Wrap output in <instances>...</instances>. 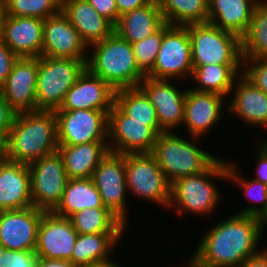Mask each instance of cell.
Wrapping results in <instances>:
<instances>
[{"label":"cell","instance_id":"f35d334b","mask_svg":"<svg viewBox=\"0 0 267 267\" xmlns=\"http://www.w3.org/2000/svg\"><path fill=\"white\" fill-rule=\"evenodd\" d=\"M38 259L35 251L0 248V267H37Z\"/></svg>","mask_w":267,"mask_h":267},{"label":"cell","instance_id":"ac0fdd59","mask_svg":"<svg viewBox=\"0 0 267 267\" xmlns=\"http://www.w3.org/2000/svg\"><path fill=\"white\" fill-rule=\"evenodd\" d=\"M77 237L69 218L45 212L38 226L35 252L42 258L70 260Z\"/></svg>","mask_w":267,"mask_h":267},{"label":"cell","instance_id":"8fae6325","mask_svg":"<svg viewBox=\"0 0 267 267\" xmlns=\"http://www.w3.org/2000/svg\"><path fill=\"white\" fill-rule=\"evenodd\" d=\"M27 166L33 206L52 212L61 202L68 181L61 154L57 150Z\"/></svg>","mask_w":267,"mask_h":267},{"label":"cell","instance_id":"e575fe53","mask_svg":"<svg viewBox=\"0 0 267 267\" xmlns=\"http://www.w3.org/2000/svg\"><path fill=\"white\" fill-rule=\"evenodd\" d=\"M114 104L134 121L158 122L154 106L139 87L116 90Z\"/></svg>","mask_w":267,"mask_h":267},{"label":"cell","instance_id":"7dc6e473","mask_svg":"<svg viewBox=\"0 0 267 267\" xmlns=\"http://www.w3.org/2000/svg\"><path fill=\"white\" fill-rule=\"evenodd\" d=\"M7 153V136L0 131V161L6 158Z\"/></svg>","mask_w":267,"mask_h":267},{"label":"cell","instance_id":"9c48e42d","mask_svg":"<svg viewBox=\"0 0 267 267\" xmlns=\"http://www.w3.org/2000/svg\"><path fill=\"white\" fill-rule=\"evenodd\" d=\"M165 131L159 122H138L115 104L108 113V148L119 154L152 153L158 134Z\"/></svg>","mask_w":267,"mask_h":267},{"label":"cell","instance_id":"277c9868","mask_svg":"<svg viewBox=\"0 0 267 267\" xmlns=\"http://www.w3.org/2000/svg\"><path fill=\"white\" fill-rule=\"evenodd\" d=\"M86 68L115 90L136 88L146 77L138 68L132 44L116 32L89 46Z\"/></svg>","mask_w":267,"mask_h":267},{"label":"cell","instance_id":"4dcf8cb0","mask_svg":"<svg viewBox=\"0 0 267 267\" xmlns=\"http://www.w3.org/2000/svg\"><path fill=\"white\" fill-rule=\"evenodd\" d=\"M69 219L78 234L125 233L128 228L106 207L86 208Z\"/></svg>","mask_w":267,"mask_h":267},{"label":"cell","instance_id":"5b68a950","mask_svg":"<svg viewBox=\"0 0 267 267\" xmlns=\"http://www.w3.org/2000/svg\"><path fill=\"white\" fill-rule=\"evenodd\" d=\"M177 131L158 134L152 152L170 184L206 171L220 157L204 150L198 143L199 137H183Z\"/></svg>","mask_w":267,"mask_h":267},{"label":"cell","instance_id":"7c38bea8","mask_svg":"<svg viewBox=\"0 0 267 267\" xmlns=\"http://www.w3.org/2000/svg\"><path fill=\"white\" fill-rule=\"evenodd\" d=\"M58 145L108 141V113L99 110H54Z\"/></svg>","mask_w":267,"mask_h":267},{"label":"cell","instance_id":"f546056e","mask_svg":"<svg viewBox=\"0 0 267 267\" xmlns=\"http://www.w3.org/2000/svg\"><path fill=\"white\" fill-rule=\"evenodd\" d=\"M242 73V65H207L193 68L190 88L199 92H212L228 99L236 79Z\"/></svg>","mask_w":267,"mask_h":267},{"label":"cell","instance_id":"83f0119b","mask_svg":"<svg viewBox=\"0 0 267 267\" xmlns=\"http://www.w3.org/2000/svg\"><path fill=\"white\" fill-rule=\"evenodd\" d=\"M126 233L78 234L70 261L86 267L113 261V250L118 249ZM111 255V257H110Z\"/></svg>","mask_w":267,"mask_h":267},{"label":"cell","instance_id":"9a60e30c","mask_svg":"<svg viewBox=\"0 0 267 267\" xmlns=\"http://www.w3.org/2000/svg\"><path fill=\"white\" fill-rule=\"evenodd\" d=\"M45 212L34 206L0 211V248L35 251L38 226Z\"/></svg>","mask_w":267,"mask_h":267},{"label":"cell","instance_id":"603a6c76","mask_svg":"<svg viewBox=\"0 0 267 267\" xmlns=\"http://www.w3.org/2000/svg\"><path fill=\"white\" fill-rule=\"evenodd\" d=\"M33 206L27 164L0 161V211Z\"/></svg>","mask_w":267,"mask_h":267},{"label":"cell","instance_id":"836d02e7","mask_svg":"<svg viewBox=\"0 0 267 267\" xmlns=\"http://www.w3.org/2000/svg\"><path fill=\"white\" fill-rule=\"evenodd\" d=\"M242 57L267 58V0H260L253 11L246 34L241 38Z\"/></svg>","mask_w":267,"mask_h":267},{"label":"cell","instance_id":"bcb514c9","mask_svg":"<svg viewBox=\"0 0 267 267\" xmlns=\"http://www.w3.org/2000/svg\"><path fill=\"white\" fill-rule=\"evenodd\" d=\"M37 267H78L75 266L70 260L62 259H48L39 257Z\"/></svg>","mask_w":267,"mask_h":267},{"label":"cell","instance_id":"f5cc1de1","mask_svg":"<svg viewBox=\"0 0 267 267\" xmlns=\"http://www.w3.org/2000/svg\"><path fill=\"white\" fill-rule=\"evenodd\" d=\"M61 5L67 0H57Z\"/></svg>","mask_w":267,"mask_h":267},{"label":"cell","instance_id":"8d00e7d4","mask_svg":"<svg viewBox=\"0 0 267 267\" xmlns=\"http://www.w3.org/2000/svg\"><path fill=\"white\" fill-rule=\"evenodd\" d=\"M164 33L165 24L151 36L132 44L138 68L145 75H147L153 68Z\"/></svg>","mask_w":267,"mask_h":267},{"label":"cell","instance_id":"5bb4252c","mask_svg":"<svg viewBox=\"0 0 267 267\" xmlns=\"http://www.w3.org/2000/svg\"><path fill=\"white\" fill-rule=\"evenodd\" d=\"M177 82L179 80L154 79L146 76L138 86L150 99L160 127L165 132H174L175 129L182 127L184 121L187 88L179 89L180 84Z\"/></svg>","mask_w":267,"mask_h":267},{"label":"cell","instance_id":"74e56055","mask_svg":"<svg viewBox=\"0 0 267 267\" xmlns=\"http://www.w3.org/2000/svg\"><path fill=\"white\" fill-rule=\"evenodd\" d=\"M241 75L254 87L267 94V58H246Z\"/></svg>","mask_w":267,"mask_h":267},{"label":"cell","instance_id":"4fadbf2b","mask_svg":"<svg viewBox=\"0 0 267 267\" xmlns=\"http://www.w3.org/2000/svg\"><path fill=\"white\" fill-rule=\"evenodd\" d=\"M92 179L103 205L126 226L129 225L125 155L109 151L94 170Z\"/></svg>","mask_w":267,"mask_h":267},{"label":"cell","instance_id":"ee69618b","mask_svg":"<svg viewBox=\"0 0 267 267\" xmlns=\"http://www.w3.org/2000/svg\"><path fill=\"white\" fill-rule=\"evenodd\" d=\"M150 0H116L118 13L122 14L146 5Z\"/></svg>","mask_w":267,"mask_h":267},{"label":"cell","instance_id":"ba28073f","mask_svg":"<svg viewBox=\"0 0 267 267\" xmlns=\"http://www.w3.org/2000/svg\"><path fill=\"white\" fill-rule=\"evenodd\" d=\"M125 172L131 197L168 209L171 184L152 153L125 154Z\"/></svg>","mask_w":267,"mask_h":267},{"label":"cell","instance_id":"b9f144b4","mask_svg":"<svg viewBox=\"0 0 267 267\" xmlns=\"http://www.w3.org/2000/svg\"><path fill=\"white\" fill-rule=\"evenodd\" d=\"M17 115L18 112L8 103L0 92V131L6 136L11 130Z\"/></svg>","mask_w":267,"mask_h":267},{"label":"cell","instance_id":"44dd1931","mask_svg":"<svg viewBox=\"0 0 267 267\" xmlns=\"http://www.w3.org/2000/svg\"><path fill=\"white\" fill-rule=\"evenodd\" d=\"M44 20L37 17L6 15L0 39L19 57L42 56Z\"/></svg>","mask_w":267,"mask_h":267},{"label":"cell","instance_id":"cb8c5ba5","mask_svg":"<svg viewBox=\"0 0 267 267\" xmlns=\"http://www.w3.org/2000/svg\"><path fill=\"white\" fill-rule=\"evenodd\" d=\"M61 11L88 47L114 32L115 26L98 14L87 0H67L61 5Z\"/></svg>","mask_w":267,"mask_h":267},{"label":"cell","instance_id":"681fc988","mask_svg":"<svg viewBox=\"0 0 267 267\" xmlns=\"http://www.w3.org/2000/svg\"><path fill=\"white\" fill-rule=\"evenodd\" d=\"M116 261H110L107 263H103V264H96V265H91V266H86V267H120V263L116 264ZM122 267V266H121Z\"/></svg>","mask_w":267,"mask_h":267},{"label":"cell","instance_id":"f6af8a7d","mask_svg":"<svg viewBox=\"0 0 267 267\" xmlns=\"http://www.w3.org/2000/svg\"><path fill=\"white\" fill-rule=\"evenodd\" d=\"M240 267H267V253L262 249L257 255L249 257Z\"/></svg>","mask_w":267,"mask_h":267},{"label":"cell","instance_id":"e0dca14e","mask_svg":"<svg viewBox=\"0 0 267 267\" xmlns=\"http://www.w3.org/2000/svg\"><path fill=\"white\" fill-rule=\"evenodd\" d=\"M43 32L42 56L88 59L89 47L61 10L44 20Z\"/></svg>","mask_w":267,"mask_h":267},{"label":"cell","instance_id":"7a4b0ae2","mask_svg":"<svg viewBox=\"0 0 267 267\" xmlns=\"http://www.w3.org/2000/svg\"><path fill=\"white\" fill-rule=\"evenodd\" d=\"M58 150L54 110L18 113L7 135L6 158L29 164Z\"/></svg>","mask_w":267,"mask_h":267},{"label":"cell","instance_id":"6da1fadb","mask_svg":"<svg viewBox=\"0 0 267 267\" xmlns=\"http://www.w3.org/2000/svg\"><path fill=\"white\" fill-rule=\"evenodd\" d=\"M200 237L195 252L180 267H240L262 248L264 228L258 217L226 216Z\"/></svg>","mask_w":267,"mask_h":267},{"label":"cell","instance_id":"7bdbcfd3","mask_svg":"<svg viewBox=\"0 0 267 267\" xmlns=\"http://www.w3.org/2000/svg\"><path fill=\"white\" fill-rule=\"evenodd\" d=\"M256 146L257 148L254 149V153L255 158H257V164H255L256 169L253 172L255 173L253 179L267 184V148L260 143V140L257 141Z\"/></svg>","mask_w":267,"mask_h":267},{"label":"cell","instance_id":"3957f363","mask_svg":"<svg viewBox=\"0 0 267 267\" xmlns=\"http://www.w3.org/2000/svg\"><path fill=\"white\" fill-rule=\"evenodd\" d=\"M228 180V160L220 157L204 172L181 177L171 183L169 207L179 217H210L221 204L222 192L214 181ZM218 187V188H217ZM172 207V208H171ZM185 213V214H184ZM207 215V216H206ZM210 215V216H208Z\"/></svg>","mask_w":267,"mask_h":267},{"label":"cell","instance_id":"d590c367","mask_svg":"<svg viewBox=\"0 0 267 267\" xmlns=\"http://www.w3.org/2000/svg\"><path fill=\"white\" fill-rule=\"evenodd\" d=\"M6 15L37 17L45 20L61 10L57 0H5Z\"/></svg>","mask_w":267,"mask_h":267},{"label":"cell","instance_id":"4316f807","mask_svg":"<svg viewBox=\"0 0 267 267\" xmlns=\"http://www.w3.org/2000/svg\"><path fill=\"white\" fill-rule=\"evenodd\" d=\"M260 0H209L208 22L242 38L249 29L252 14Z\"/></svg>","mask_w":267,"mask_h":267},{"label":"cell","instance_id":"1f68e13d","mask_svg":"<svg viewBox=\"0 0 267 267\" xmlns=\"http://www.w3.org/2000/svg\"><path fill=\"white\" fill-rule=\"evenodd\" d=\"M165 23L186 26L208 22L209 0H158Z\"/></svg>","mask_w":267,"mask_h":267},{"label":"cell","instance_id":"7402d4cb","mask_svg":"<svg viewBox=\"0 0 267 267\" xmlns=\"http://www.w3.org/2000/svg\"><path fill=\"white\" fill-rule=\"evenodd\" d=\"M234 92V93H233ZM232 95V96H230ZM230 101L226 105L228 115H234L243 124L253 128L267 129V94L254 87L240 75L232 88Z\"/></svg>","mask_w":267,"mask_h":267},{"label":"cell","instance_id":"60d3db41","mask_svg":"<svg viewBox=\"0 0 267 267\" xmlns=\"http://www.w3.org/2000/svg\"><path fill=\"white\" fill-rule=\"evenodd\" d=\"M93 9L114 26L118 23L120 15L116 5V0H87Z\"/></svg>","mask_w":267,"mask_h":267},{"label":"cell","instance_id":"8992f818","mask_svg":"<svg viewBox=\"0 0 267 267\" xmlns=\"http://www.w3.org/2000/svg\"><path fill=\"white\" fill-rule=\"evenodd\" d=\"M193 68L207 65H242L241 38L210 22L187 25Z\"/></svg>","mask_w":267,"mask_h":267},{"label":"cell","instance_id":"d6986e66","mask_svg":"<svg viewBox=\"0 0 267 267\" xmlns=\"http://www.w3.org/2000/svg\"><path fill=\"white\" fill-rule=\"evenodd\" d=\"M38 58L20 57L0 87V92L18 112L37 111Z\"/></svg>","mask_w":267,"mask_h":267},{"label":"cell","instance_id":"c3c4849f","mask_svg":"<svg viewBox=\"0 0 267 267\" xmlns=\"http://www.w3.org/2000/svg\"><path fill=\"white\" fill-rule=\"evenodd\" d=\"M5 17H6L5 0H0V31Z\"/></svg>","mask_w":267,"mask_h":267},{"label":"cell","instance_id":"ab89813d","mask_svg":"<svg viewBox=\"0 0 267 267\" xmlns=\"http://www.w3.org/2000/svg\"><path fill=\"white\" fill-rule=\"evenodd\" d=\"M20 57L0 39V87Z\"/></svg>","mask_w":267,"mask_h":267},{"label":"cell","instance_id":"d6a6232c","mask_svg":"<svg viewBox=\"0 0 267 267\" xmlns=\"http://www.w3.org/2000/svg\"><path fill=\"white\" fill-rule=\"evenodd\" d=\"M234 161H228V182L237 186V188L242 189L244 197H246L250 203L248 206L240 209L238 214L249 215L254 217H260L267 207V184L262 183L249 177L243 176V174L238 170V164ZM237 166V167H236ZM240 172V173H239ZM253 203V204H252Z\"/></svg>","mask_w":267,"mask_h":267},{"label":"cell","instance_id":"816d5d0a","mask_svg":"<svg viewBox=\"0 0 267 267\" xmlns=\"http://www.w3.org/2000/svg\"><path fill=\"white\" fill-rule=\"evenodd\" d=\"M264 139L260 141V143L267 148V138L263 137Z\"/></svg>","mask_w":267,"mask_h":267},{"label":"cell","instance_id":"d4e9b609","mask_svg":"<svg viewBox=\"0 0 267 267\" xmlns=\"http://www.w3.org/2000/svg\"><path fill=\"white\" fill-rule=\"evenodd\" d=\"M164 24L158 0H150L144 6L122 14L114 32L133 44L151 36Z\"/></svg>","mask_w":267,"mask_h":267},{"label":"cell","instance_id":"30bf717a","mask_svg":"<svg viewBox=\"0 0 267 267\" xmlns=\"http://www.w3.org/2000/svg\"><path fill=\"white\" fill-rule=\"evenodd\" d=\"M192 74L191 41L187 25L165 23V33L156 61L146 76L154 79L188 81L187 78H191Z\"/></svg>","mask_w":267,"mask_h":267},{"label":"cell","instance_id":"f907efd6","mask_svg":"<svg viewBox=\"0 0 267 267\" xmlns=\"http://www.w3.org/2000/svg\"><path fill=\"white\" fill-rule=\"evenodd\" d=\"M259 219L261 220L264 231H266L267 230V207L265 209V212L259 217Z\"/></svg>","mask_w":267,"mask_h":267},{"label":"cell","instance_id":"2e32d148","mask_svg":"<svg viewBox=\"0 0 267 267\" xmlns=\"http://www.w3.org/2000/svg\"><path fill=\"white\" fill-rule=\"evenodd\" d=\"M226 97L212 92H199L187 88L182 127L188 136L205 137L223 119ZM225 107V108H224ZM224 113V114H223ZM211 129V130H210ZM210 131V132H209Z\"/></svg>","mask_w":267,"mask_h":267},{"label":"cell","instance_id":"f1b7e54d","mask_svg":"<svg viewBox=\"0 0 267 267\" xmlns=\"http://www.w3.org/2000/svg\"><path fill=\"white\" fill-rule=\"evenodd\" d=\"M97 207L105 206L92 178L68 179L62 200L52 212L70 218L86 208Z\"/></svg>","mask_w":267,"mask_h":267},{"label":"cell","instance_id":"52a82bcc","mask_svg":"<svg viewBox=\"0 0 267 267\" xmlns=\"http://www.w3.org/2000/svg\"><path fill=\"white\" fill-rule=\"evenodd\" d=\"M87 59L38 57L37 110H56L86 69Z\"/></svg>","mask_w":267,"mask_h":267},{"label":"cell","instance_id":"ffe728a7","mask_svg":"<svg viewBox=\"0 0 267 267\" xmlns=\"http://www.w3.org/2000/svg\"><path fill=\"white\" fill-rule=\"evenodd\" d=\"M115 93L116 90L109 83L86 68L56 110L110 111L115 103Z\"/></svg>","mask_w":267,"mask_h":267},{"label":"cell","instance_id":"484cf974","mask_svg":"<svg viewBox=\"0 0 267 267\" xmlns=\"http://www.w3.org/2000/svg\"><path fill=\"white\" fill-rule=\"evenodd\" d=\"M68 179L92 178L94 170L110 151L108 141L58 145Z\"/></svg>","mask_w":267,"mask_h":267}]
</instances>
